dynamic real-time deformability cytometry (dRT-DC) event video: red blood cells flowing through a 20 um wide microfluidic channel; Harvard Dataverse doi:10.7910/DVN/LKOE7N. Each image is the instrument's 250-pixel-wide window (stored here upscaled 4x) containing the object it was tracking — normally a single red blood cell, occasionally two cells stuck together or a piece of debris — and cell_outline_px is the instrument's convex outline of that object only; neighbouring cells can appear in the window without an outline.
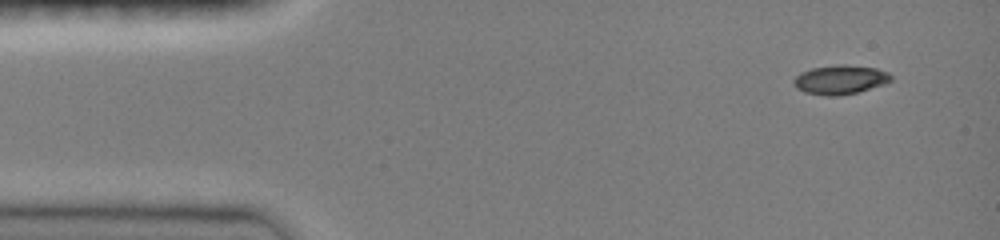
{"species": "common noctule bat (a hibernating species)", "species_latin": "Nyctalus noctula", "temperature_condition": "room temperature", "stored_images_in_passage": 45, "camera_frame_rate_fps": 3000, "um_per_image_px": 0.085, "animal": {"sex": "female", "body_mass_g": 19.0, "forearm_length_mm": 51.5}, "frame": {"image": 1, "passage_image": 1, "time_ms": 0.0, "image_size_px": [1000, 240], "cell_outline_px": [[892, 80], [884, 84], [856, 92], [836, 96], [828, 96], [804, 92], [796, 88], [792, 80], [800, 72], [812, 68], [836, 64], [844, 64], [876, 68], [888, 72], [892, 76]], "centroid_in_image_um": [71.4, 6.76], "position_along_channel_um": 13.6, "area_um2": 16.53}}
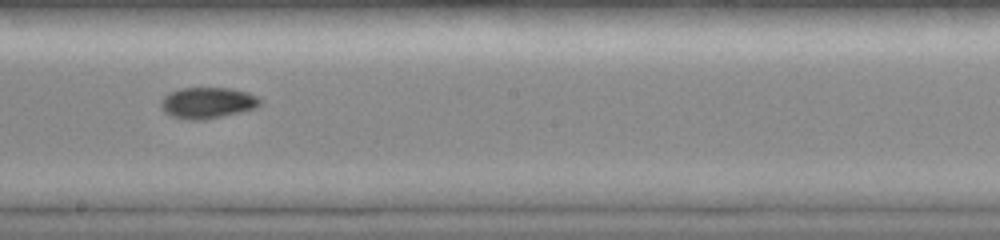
{"frame": {"image": 2, "passage_image": 24, "time_ms": 7.667, "image_size_px": [1000, 240], "cell_outline_px": [[260, 104], [256, 108], [240, 112], [204, 120], [192, 120], [172, 116], [164, 112], [160, 108], [160, 100], [168, 92], [180, 88], [232, 88], [248, 92], [256, 96], [260, 100]], "centroid_in_image_um": [17.6, 8.73], "position_along_channel_um": 230.6, "area_um2": 18.09}}
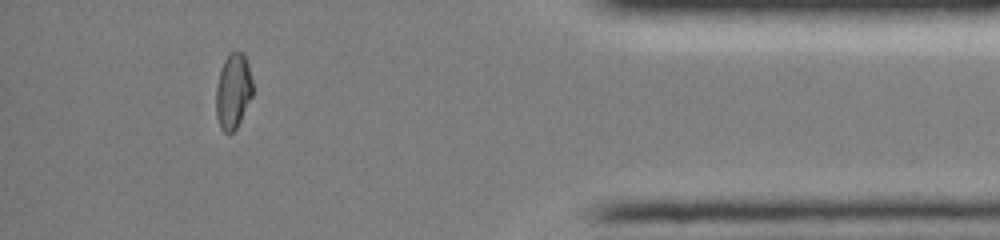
{"frame": {"image": 3, "passage_image": 40, "time_ms": 13.0, "image_size_px": [1000, 240], "cell_outline_px": [[252, 96], [236, 128], [228, 136], [220, 128], [216, 116], [216, 84], [224, 60], [228, 52], [244, 52], [248, 60], [252, 80]], "centroid_in_image_um": [19.81, 7.73], "position_along_channel_um": 415.4, "area_um2": 16.3}, "authors_computed_cell_mechanics": {"area_um2": 16.9354, "velocity_mm_per_s": 4.0502, "shape_relaxation_time_tau1_ms": null, "shape_relaxation_time_tau2_ms": 2.5899, "deformation_change_tau1": null, "deformation_change_tau2": 0.0391}}